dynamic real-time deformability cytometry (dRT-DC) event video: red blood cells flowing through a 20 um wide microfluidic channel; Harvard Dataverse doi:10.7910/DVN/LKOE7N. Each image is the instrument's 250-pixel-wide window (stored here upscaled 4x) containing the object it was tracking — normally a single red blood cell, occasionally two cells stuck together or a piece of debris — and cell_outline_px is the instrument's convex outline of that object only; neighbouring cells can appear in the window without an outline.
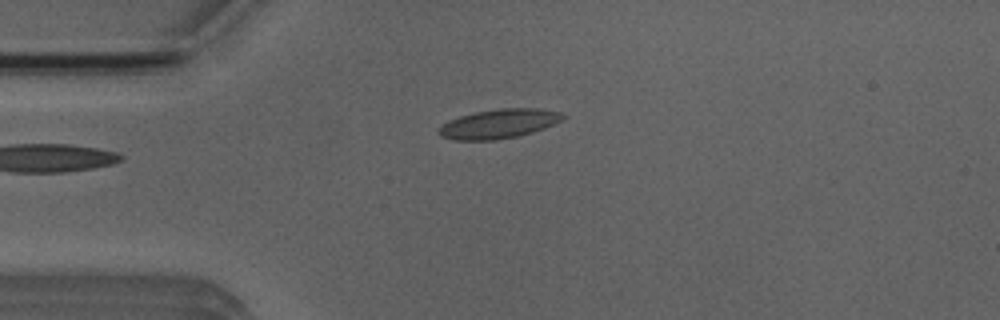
{"species": "Egyptian fruit bat (a non-hibernating species)", "species_latin": "Rousettus aegyptiacus", "temperature_condition": "room temperature", "stored_images_in_passage": 3, "camera_frame_rate_fps": 3000, "um_per_image_px": 0.085, "animal": {"sex": "male"}, "frame": {"image": 1, "passage_image": 1, "time_ms": 0.0, "image_size_px": [1000, 320], "cell_outline_px": [[568, 116], [544, 128], [532, 132], [516, 136], [496, 140], [452, 140], [440, 136], [436, 132], [448, 120], [460, 116], [476, 112], [500, 108], [536, 108], [560, 112]], "centroid_in_image_um": [42.38, 10.52], "position_along_channel_um": 42.6, "area_um2": 21.04}}
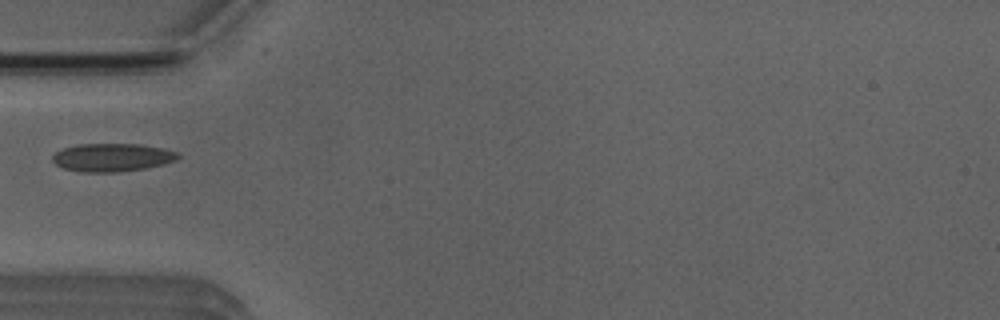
{"frame": {"image": 2, "passage_image": 2, "time_ms": 1.333, "image_size_px": [1000, 320], "cell_outline_px": [[180, 156], [176, 160], [164, 164], [144, 168], [120, 172], [80, 172], [64, 168], [56, 164], [52, 160], [52, 156], [56, 152], [64, 148], [76, 144], [140, 144], [164, 148], [180, 152]], "centroid_in_image_um": [9.56, 13.38], "position_along_channel_um": 75.4, "area_um2": 20.69}}